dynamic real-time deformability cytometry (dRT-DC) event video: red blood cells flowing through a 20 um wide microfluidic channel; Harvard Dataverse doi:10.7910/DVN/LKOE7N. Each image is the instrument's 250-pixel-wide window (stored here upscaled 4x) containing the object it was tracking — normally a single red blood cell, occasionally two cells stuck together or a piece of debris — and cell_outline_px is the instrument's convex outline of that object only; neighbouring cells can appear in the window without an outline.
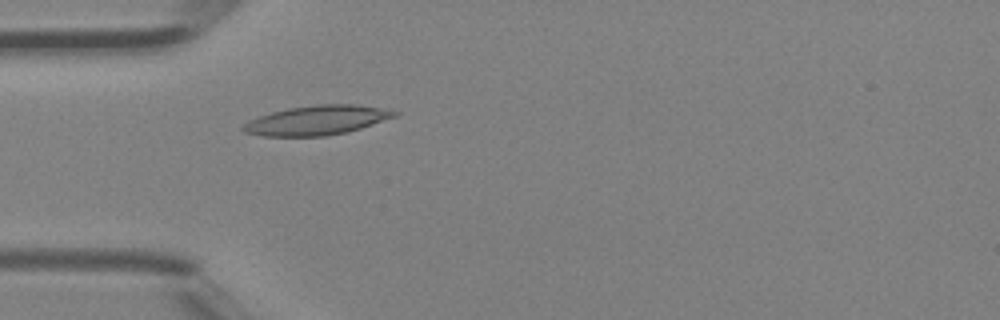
{"species": "Egyptian fruit bat (a non-hibernating species)", "species_latin": "Rousettus aegyptiacus", "temperature_condition": "room temperature", "stored_images_in_passage": 4, "camera_frame_rate_fps": 3000, "um_per_image_px": 0.085, "animal": {"sex": "female"}, "frame": {"image": 1, "passage_image": 4, "time_ms": 1.0, "image_size_px": [1000, 320], "cell_outline_px": [[400, 112], [396, 116], [348, 132], [324, 136], [264, 136], [244, 132], [240, 128], [248, 120], [272, 112], [288, 108], [320, 104], [356, 104], [392, 108]], "centroid_in_image_um": [26.99, 10.21], "position_along_channel_um": 58.0, "area_um2": 26.13}}